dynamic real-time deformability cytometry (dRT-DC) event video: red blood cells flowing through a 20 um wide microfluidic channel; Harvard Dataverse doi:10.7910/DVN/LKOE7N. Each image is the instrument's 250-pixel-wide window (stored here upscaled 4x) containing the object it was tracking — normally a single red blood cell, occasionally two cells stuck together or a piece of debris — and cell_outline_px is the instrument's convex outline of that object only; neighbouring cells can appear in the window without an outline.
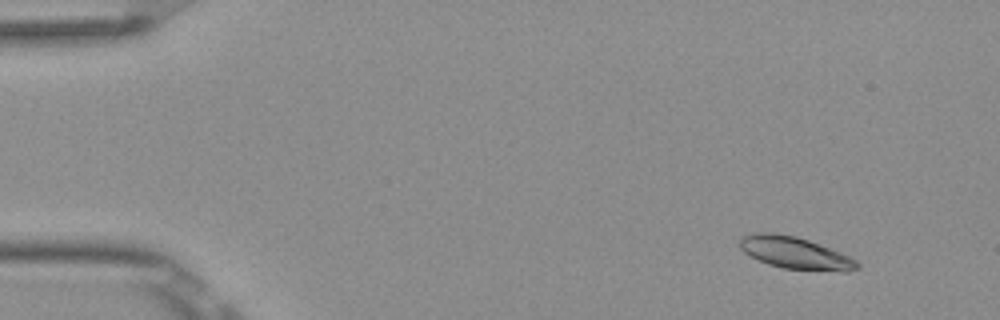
{"species": "Egyptian fruit bat (a non-hibernating species)", "species_latin": "Rousettus aegyptiacus", "temperature_condition": "room temperature", "stored_images_in_passage": 4, "camera_frame_rate_fps": 3000, "um_per_image_px": 0.085, "frame": {"image": 1, "passage_image": 1, "time_ms": 0.0, "image_size_px": [1000, 320], "cell_outline_px": [[860, 268], [848, 272], [844, 272], [784, 268], [768, 264], [744, 252], [740, 248], [740, 236], [756, 232], [772, 232], [796, 236], [808, 240], [840, 252], [856, 260], [860, 264]], "centroid_in_image_um": [67.6, 21.49], "position_along_channel_um": 17.4, "area_um2": 21.91}}
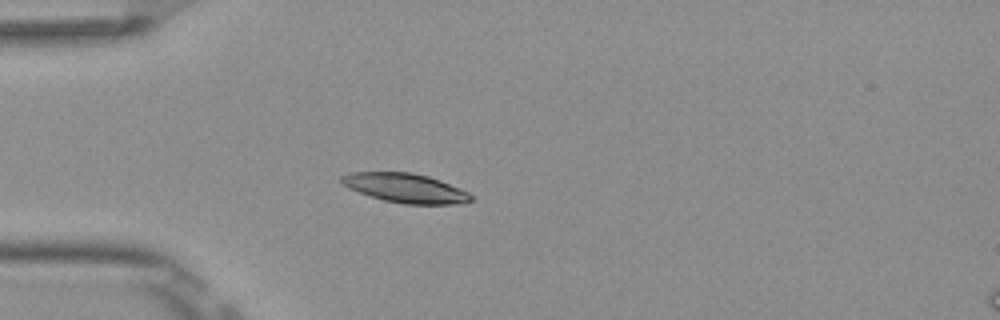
{"frame": {"image": 2, "passage_image": 4, "time_ms": 1.0, "image_size_px": [1000, 320], "cell_outline_px": [[476, 200], [464, 204], [404, 204], [384, 200], [348, 188], [340, 180], [340, 176], [348, 172], [412, 172], [428, 176], [440, 180], [460, 188], [476, 196]], "centroid_in_image_um": [34.54, 15.99], "position_along_channel_um": 50.5, "area_um2": 22.31}}